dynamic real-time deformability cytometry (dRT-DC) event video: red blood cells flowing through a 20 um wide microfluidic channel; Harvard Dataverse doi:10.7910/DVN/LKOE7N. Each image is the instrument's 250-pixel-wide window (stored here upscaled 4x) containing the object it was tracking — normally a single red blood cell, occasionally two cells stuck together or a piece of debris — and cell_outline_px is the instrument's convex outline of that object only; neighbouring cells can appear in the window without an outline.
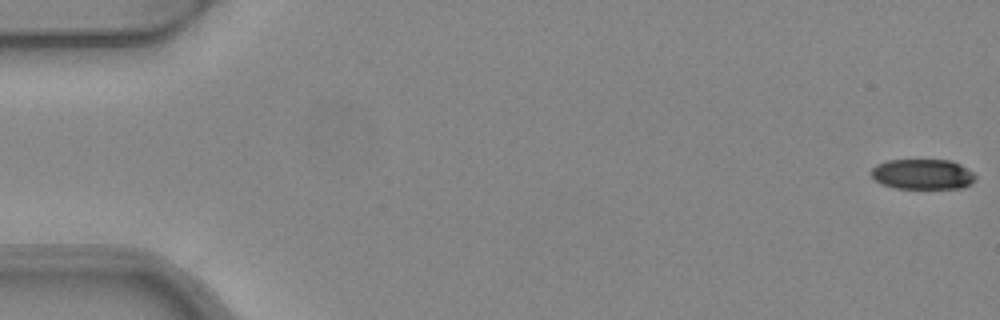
{"species": "common noctule bat (a hibernating species)", "species_latin": "Nyctalus noctula", "temperature_condition": "warm", "stored_images_in_passage": 5, "camera_frame_rate_fps": 3000, "um_per_image_px": 0.085, "animal": {"sex": "female", "body_mass_g": 24.6, "forearm_length_mm": 56.2}, "frame": {"image": 1, "passage_image": 1, "time_ms": 0.0, "image_size_px": [1000, 320], "cell_outline_px": [[976, 180], [964, 188], [896, 188], [884, 184], [876, 180], [868, 172], [876, 164], [888, 160], [952, 160], [960, 164], [972, 172], [976, 176]], "centroid_in_image_um": [78.43, 14.8], "position_along_channel_um": 6.6, "area_um2": 18.44}}
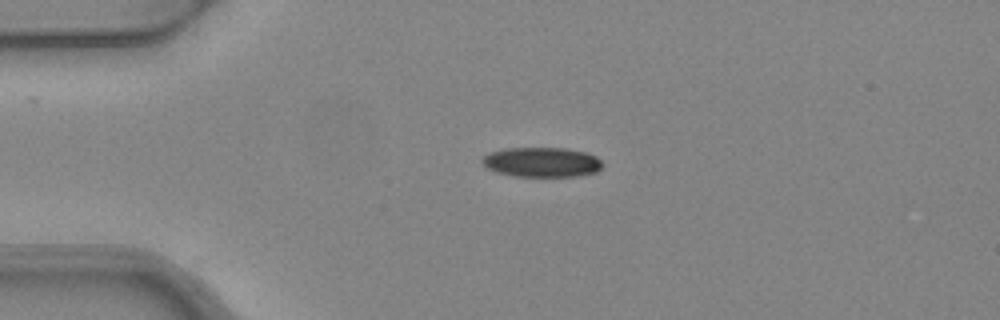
{"frame": {"image": 2, "passage_image": 4, "time_ms": 1.0, "image_size_px": [1000, 320], "cell_outline_px": [[604, 164], [596, 172], [576, 176], [512, 176], [496, 172], [488, 168], [480, 160], [488, 152], [504, 148], [568, 148], [588, 152], [596, 156]], "centroid_in_image_um": [46.05, 13.77], "position_along_channel_um": 38.9, "area_um2": 21.04}}